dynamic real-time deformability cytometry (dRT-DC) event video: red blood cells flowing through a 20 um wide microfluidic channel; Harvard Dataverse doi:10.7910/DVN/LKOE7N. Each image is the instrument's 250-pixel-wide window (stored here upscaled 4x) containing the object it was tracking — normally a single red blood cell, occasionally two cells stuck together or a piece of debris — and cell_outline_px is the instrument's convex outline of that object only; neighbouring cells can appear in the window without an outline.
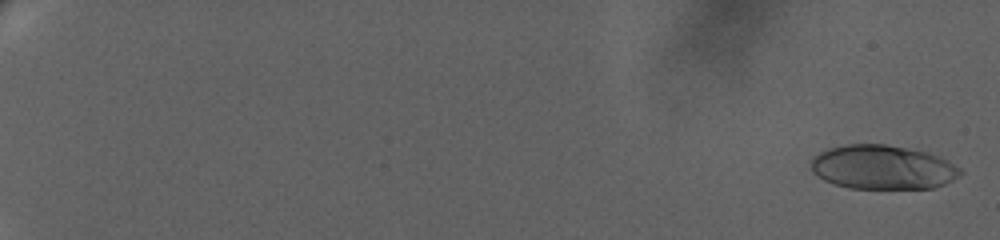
{"species": "human", "species_latin": "Homo sapiens", "temperature_condition": "warm", "stored_images_in_passage": 67, "camera_frame_rate_fps": 3000, "um_per_image_px": 0.085, "donor": {"sex": "female"}, "frame": {"image": 1, "passage_image": 2, "time_ms": 0.333, "image_size_px": [1000, 240], "cell_outline_px": [[964, 172], [952, 180], [944, 184], [932, 188], [848, 188], [824, 180], [812, 172], [812, 156], [828, 148], [848, 144], [884, 144], [928, 152], [940, 156], [948, 160], [960, 168]], "centroid_in_image_um": [75.04, 14.21], "position_along_channel_um": 10.0, "area_um2": 38.38}}
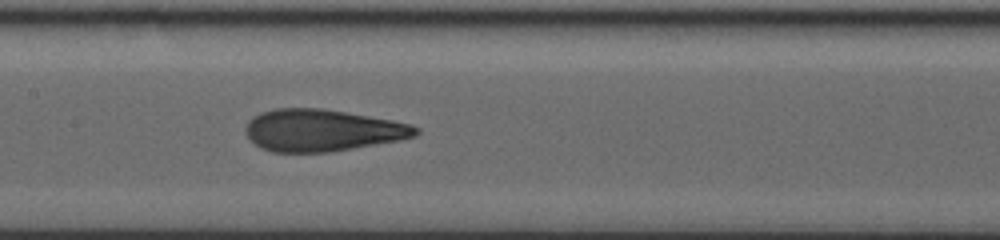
{"frame": {"image": 2, "passage_image": 39, "time_ms": 12.667, "image_size_px": [1000, 240], "cell_outline_px": [[420, 132], [416, 136], [400, 140], [328, 152], [272, 152], [260, 148], [248, 136], [244, 128], [248, 120], [260, 112], [276, 108], [320, 108], [392, 120], [412, 124], [420, 128]], "centroid_in_image_um": [27.38, 11.07], "position_along_channel_um": 180.0, "area_um2": 41.5}}
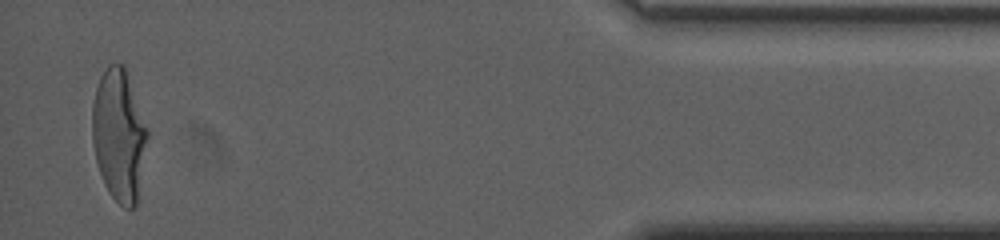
{"frame": {"image": 3, "passage_image": 66, "time_ms": 21.667, "image_size_px": [1000, 240], "cell_outline_px": [[148, 136], [136, 208], [124, 208], [108, 192], [104, 184], [96, 160], [92, 140], [92, 104], [96, 88], [100, 76], [108, 64], [124, 64], [148, 128]], "centroid_in_image_um": [10.11, 11.48], "position_along_channel_um": 425.1, "area_um2": 42.54}, "authors_computed_cell_mechanics": {"area_um2": 40.46, "velocity_mm_per_s": 3.3337, "shape_relaxation_time_tau1_ms": 9.0829, "shape_relaxation_time_tau2_ms": 0.9597, "deformation_change_tau1": 0.3124, "deformation_change_tau2": 0.0941}}